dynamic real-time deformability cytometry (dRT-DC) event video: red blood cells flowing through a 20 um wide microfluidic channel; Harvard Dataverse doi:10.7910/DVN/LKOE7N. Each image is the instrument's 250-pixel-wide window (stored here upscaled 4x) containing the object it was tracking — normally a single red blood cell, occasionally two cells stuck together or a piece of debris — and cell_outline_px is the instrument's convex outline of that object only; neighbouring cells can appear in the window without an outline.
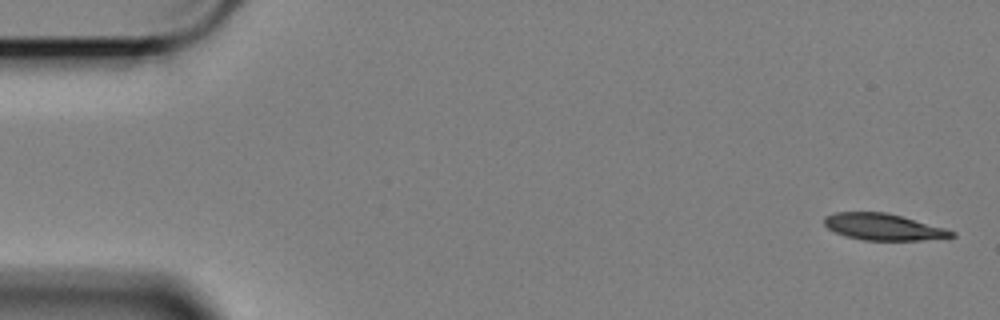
{"species": "Egyptian fruit bat (a non-hibernating species)", "species_latin": "Rousettus aegyptiacus", "temperature_condition": "cold", "stored_images_in_passage": 15, "camera_frame_rate_fps": 3000, "um_per_image_px": 0.085, "animal": {"sex": "female"}, "frame": {"image": 1, "passage_image": 1, "time_ms": 0.0, "image_size_px": [1000, 320], "cell_outline_px": [[956, 236], [920, 240], [864, 240], [844, 236], [828, 228], [824, 224], [824, 216], [836, 212], [884, 212], [900, 216], [944, 228], [956, 232]], "centroid_in_image_um": [75.04, 19.29], "position_along_channel_um": 10.0, "area_um2": 19.42}}